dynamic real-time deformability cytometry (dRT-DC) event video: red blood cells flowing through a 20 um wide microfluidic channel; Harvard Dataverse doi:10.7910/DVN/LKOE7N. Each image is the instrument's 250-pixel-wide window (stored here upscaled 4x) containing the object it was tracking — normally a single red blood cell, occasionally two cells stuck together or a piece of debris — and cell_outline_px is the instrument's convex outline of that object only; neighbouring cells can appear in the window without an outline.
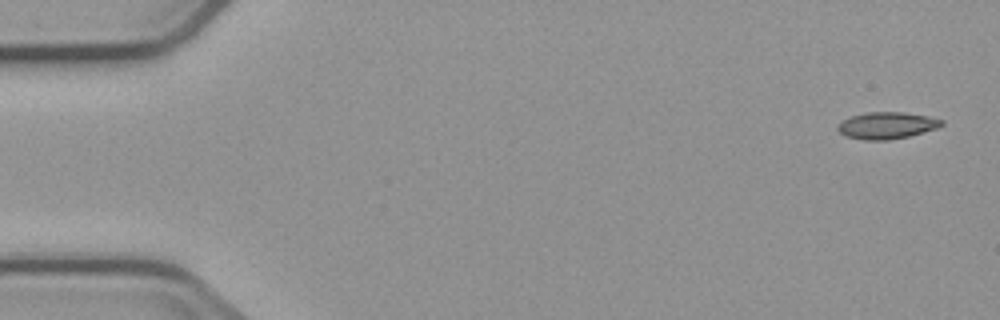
{"species": "common noctule bat (a hibernating species)", "species_latin": "Nyctalus noctula", "temperature_condition": "cold", "stored_images_in_passage": 5, "camera_frame_rate_fps": 3000, "um_per_image_px": 0.085, "animal": {"sex": "male", "body_mass_g": 23.1, "forearm_length_mm": 52.7}, "frame": {"image": 1, "passage_image": 1, "time_ms": 0.0, "image_size_px": [1000, 320], "cell_outline_px": [[944, 124], [936, 128], [908, 136], [888, 140], [868, 140], [844, 136], [836, 128], [844, 120], [852, 116], [868, 112], [904, 112], [928, 116], [944, 120]], "centroid_in_image_um": [75.39, 10.66], "position_along_channel_um": 9.6, "area_um2": 16.01}}
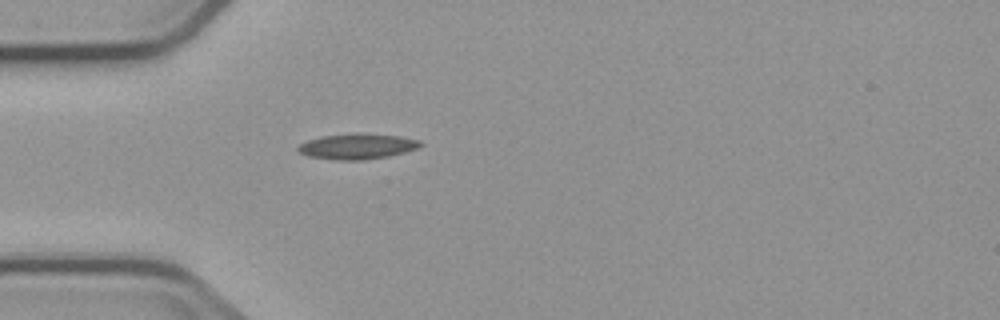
{"frame": {"image": 2, "passage_image": 5, "time_ms": 4.667, "image_size_px": [1000, 320], "cell_outline_px": [[424, 144], [416, 148], [404, 152], [388, 156], [364, 160], [340, 160], [308, 156], [300, 152], [296, 148], [300, 144], [308, 140], [320, 136], [356, 132], [400, 136], [420, 140]], "centroid_in_image_um": [30.37, 12.42], "position_along_channel_um": 54.6, "area_um2": 18.26}}